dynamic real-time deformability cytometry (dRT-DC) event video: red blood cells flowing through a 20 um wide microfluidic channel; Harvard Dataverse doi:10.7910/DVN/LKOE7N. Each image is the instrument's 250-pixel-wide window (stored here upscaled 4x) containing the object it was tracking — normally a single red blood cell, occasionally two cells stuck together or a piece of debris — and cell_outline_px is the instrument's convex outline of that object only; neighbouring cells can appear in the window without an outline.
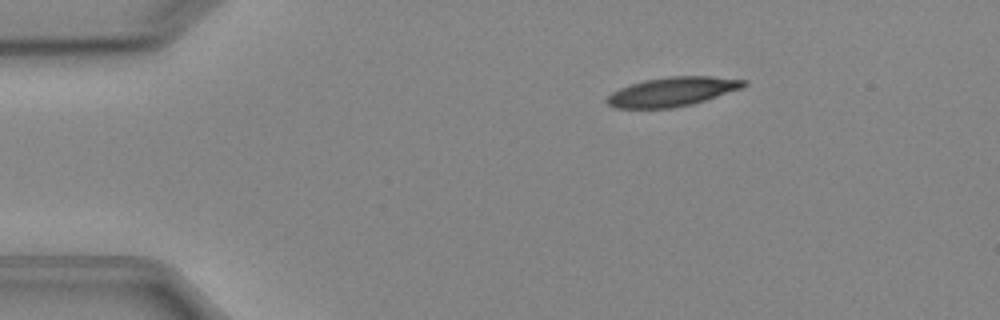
{"species": "Egyptian fruit bat (a non-hibernating species)", "species_latin": "Rousettus aegyptiacus", "temperature_condition": "cold", "stored_images_in_passage": 4, "camera_frame_rate_fps": 3000, "um_per_image_px": 0.085, "animal": {"sex": "female"}, "frame": {"image": 1, "passage_image": 3, "time_ms": 2.333, "image_size_px": [1000, 320], "cell_outline_px": [[748, 84], [744, 88], [692, 104], [672, 108], [616, 108], [608, 104], [604, 100], [612, 92], [620, 88], [644, 80], [668, 76], [712, 76], [748, 80]], "centroid_in_image_um": [57.19, 7.79], "position_along_channel_um": 27.8, "area_um2": 23.35}}